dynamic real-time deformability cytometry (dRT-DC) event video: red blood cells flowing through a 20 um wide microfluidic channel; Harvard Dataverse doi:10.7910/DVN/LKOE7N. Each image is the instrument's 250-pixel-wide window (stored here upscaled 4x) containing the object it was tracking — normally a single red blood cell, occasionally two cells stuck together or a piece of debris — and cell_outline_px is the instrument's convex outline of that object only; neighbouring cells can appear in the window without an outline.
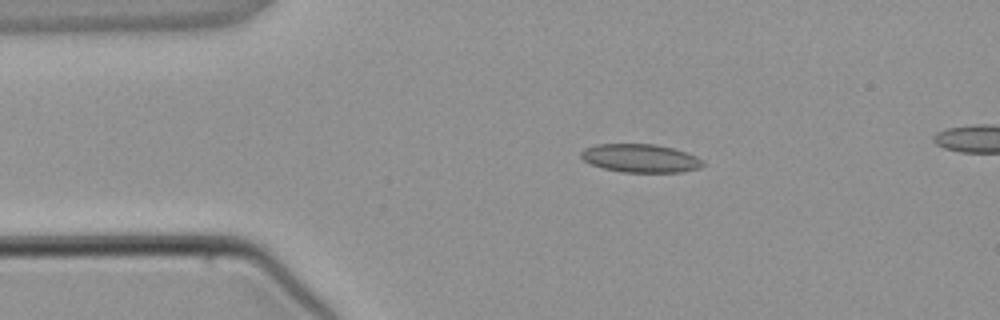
{"species": "common noctule bat (a hibernating species)", "species_latin": "Nyctalus noctula", "temperature_condition": "warm", "stored_images_in_passage": 3, "segment_of_instrument_passage": [1, 2], "camera_frame_rate_fps": 3000, "um_per_image_px": 0.085, "animal": {"sex": "male", "body_mass_g": 21.5, "forearm_length_mm": 52.0}, "frame": {"image": 1, "passage_image": 1, "time_ms": 0.0, "image_size_px": [1000, 320], "cell_outline_px": [[704, 164], [700, 168], [680, 172], [620, 172], [604, 168], [592, 164], [584, 160], [580, 156], [580, 152], [584, 148], [596, 144], [652, 144], [672, 148], [696, 156]], "centroid_in_image_um": [54.4, 13.45], "position_along_channel_um": 30.6, "area_um2": 19.94}}